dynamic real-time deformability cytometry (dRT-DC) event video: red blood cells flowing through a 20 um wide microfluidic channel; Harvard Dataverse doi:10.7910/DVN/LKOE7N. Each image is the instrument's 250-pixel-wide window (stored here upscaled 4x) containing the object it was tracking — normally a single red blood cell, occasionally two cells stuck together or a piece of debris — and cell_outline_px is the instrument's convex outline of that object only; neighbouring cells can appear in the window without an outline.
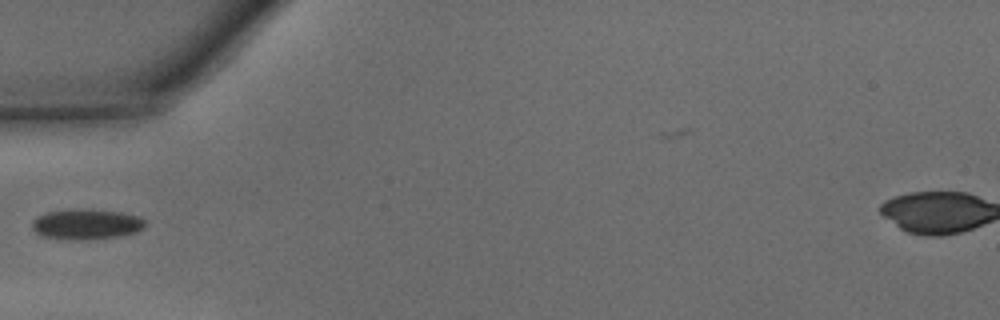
{"species": "common noctule bat (a hibernating species)", "species_latin": "Nyctalus noctula", "temperature_condition": "warm", "stored_images_in_passage": 29, "camera_frame_rate_fps": 3000, "um_per_image_px": 0.085, "animal": {"sex": "male", "body_mass_g": 15.6}, "frame": {"image": 1, "passage_image": 1, "time_ms": 0.0, "image_size_px": [1000, 320], "cell_outline_px": [[144, 228], [136, 232], [116, 236], [84, 240], [72, 240], [44, 236], [36, 232], [32, 228], [32, 220], [48, 212], [72, 208], [80, 208], [120, 212], [140, 216], [144, 220]], "centroid_in_image_um": [7.34, 19.04], "position_along_channel_um": 77.7, "area_um2": 19.94}}
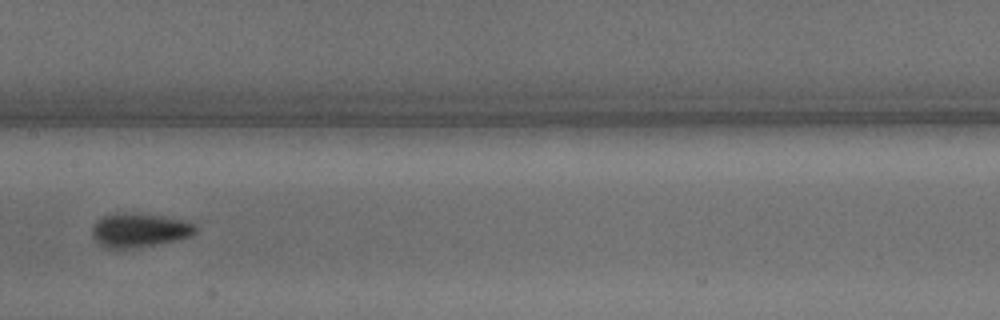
{"frame": {"image": 2, "passage_image": 9, "time_ms": 2.667, "image_size_px": [1000, 320], "cell_outline_px": [[196, 232], [192, 236], [176, 240], [120, 252], [116, 252], [104, 248], [92, 236], [92, 228], [96, 220], [100, 216], [116, 212], [124, 212], [156, 216], [180, 220], [192, 224], [196, 228]], "centroid_in_image_um": [11.73, 19.62], "position_along_channel_um": 195.7, "area_um2": 20.92}}
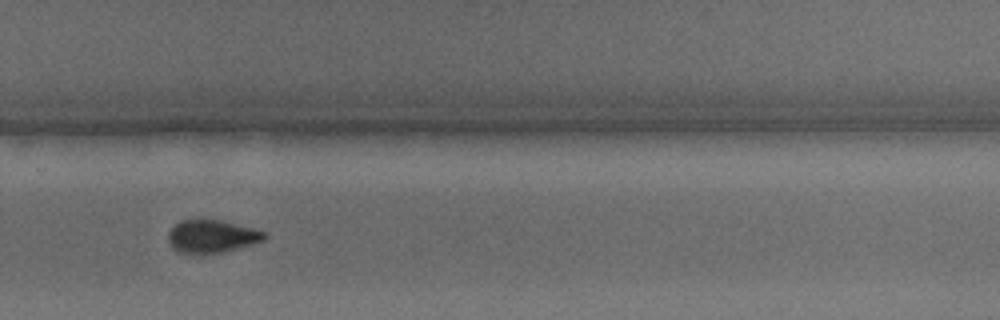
{"frame": {"image": 3, "passage_image": 17, "time_ms": 5.333, "image_size_px": [1000, 320], "cell_outline_px": [[268, 236], [264, 240], [236, 248], [220, 252], [200, 256], [188, 256], [172, 248], [168, 240], [168, 232], [180, 220], [200, 216], [220, 220], [268, 232]], "centroid_in_image_um": [17.94, 20.08], "position_along_channel_um": 311.9, "area_um2": 19.25}}